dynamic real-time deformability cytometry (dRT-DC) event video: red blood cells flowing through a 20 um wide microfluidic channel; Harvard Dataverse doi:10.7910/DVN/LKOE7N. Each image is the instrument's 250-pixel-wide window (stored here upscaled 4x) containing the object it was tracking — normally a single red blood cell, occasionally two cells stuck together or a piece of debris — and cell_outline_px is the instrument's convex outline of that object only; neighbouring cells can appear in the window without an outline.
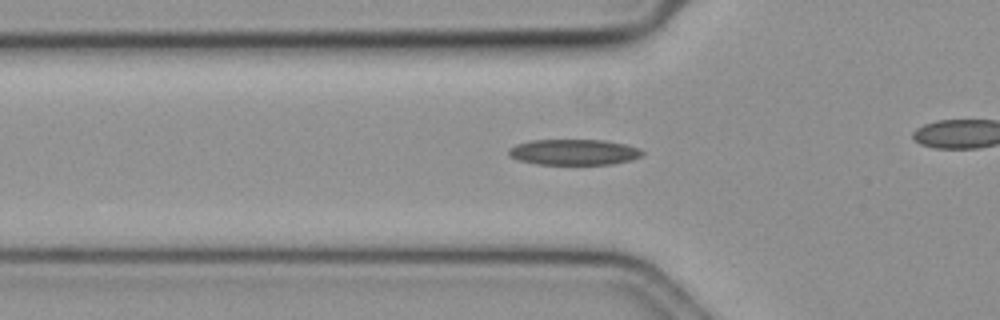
{"species": "common noctule bat (a hibernating species)", "species_latin": "Nyctalus noctula", "temperature_condition": "cold", "stored_images_in_passage": 34, "camera_frame_rate_fps": 3000, "um_per_image_px": 0.085, "animal": {"sex": "female", "body_mass_g": 19.3, "forearm_length_mm": 54.1}, "frame": {"image": 1, "passage_image": 7, "time_ms": 2.0, "image_size_px": [1000, 320], "cell_outline_px": [[644, 156], [632, 160], [612, 164], [536, 164], [516, 160], [508, 156], [508, 148], [516, 144], [532, 140], [604, 140], [624, 144], [640, 148], [644, 152]], "centroid_in_image_um": [48.77, 12.93], "position_along_channel_um": 77.0, "area_um2": 20.29}}
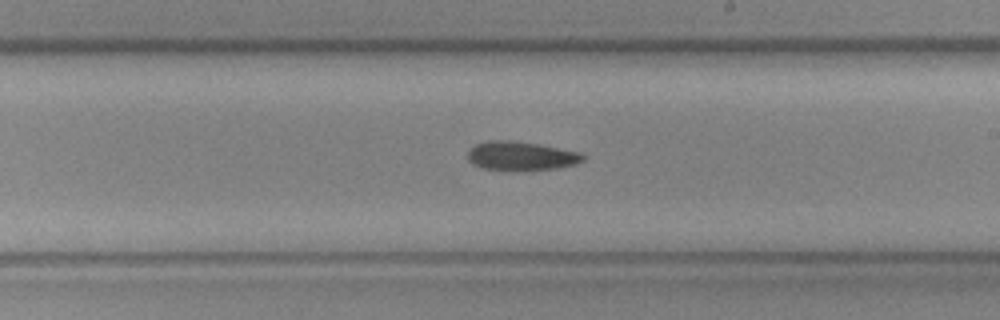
{"frame": {"image": 2, "passage_image": 21, "time_ms": 6.667, "image_size_px": [1000, 320], "cell_outline_px": [[584, 160], [576, 164], [556, 168], [524, 172], [484, 168], [472, 164], [468, 160], [468, 152], [476, 144], [488, 140], [508, 140], [536, 144], [580, 152], [584, 156]], "centroid_in_image_um": [44.28, 13.28], "position_along_channel_um": 244.7, "area_um2": 19.54}}
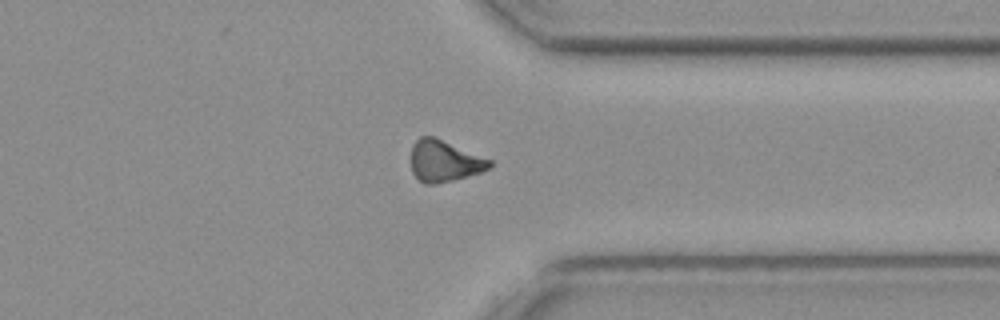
{"frame": {"image": 3, "passage_image": 32, "time_ms": 10.333, "image_size_px": [1000, 320], "cell_outline_px": [[492, 164], [488, 168], [480, 172], [452, 180], [436, 184], [424, 184], [412, 172], [412, 144], [420, 136], [436, 136], [492, 160]], "centroid_in_image_um": [37.76, 13.66], "position_along_channel_um": 373.6, "area_um2": 18.96}}